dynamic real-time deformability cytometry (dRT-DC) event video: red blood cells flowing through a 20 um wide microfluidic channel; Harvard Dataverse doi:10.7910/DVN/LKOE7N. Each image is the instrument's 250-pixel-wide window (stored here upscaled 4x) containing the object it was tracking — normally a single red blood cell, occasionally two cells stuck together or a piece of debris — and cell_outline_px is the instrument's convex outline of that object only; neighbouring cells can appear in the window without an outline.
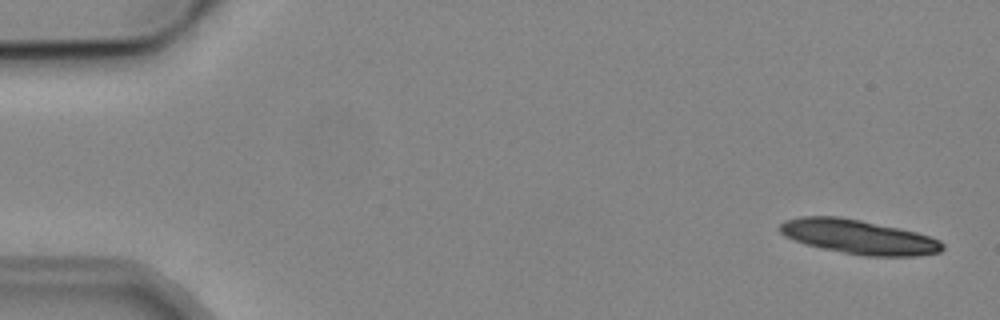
{"species": "common noctule bat (a hibernating species)", "species_latin": "Nyctalus noctula", "temperature_condition": "cold", "stored_images_in_passage": 5, "camera_frame_rate_fps": 3000, "um_per_image_px": 0.085, "animal": {"sex": "male", "body_mass_g": 19.2, "forearm_length_mm": 51.8}, "frame": {"image": 1, "passage_image": 1, "time_ms": 0.0, "image_size_px": [1000, 320], "cell_outline_px": [[944, 248], [940, 252], [916, 256], [864, 256], [804, 244], [784, 236], [780, 232], [780, 224], [784, 220], [800, 216], [836, 216], [860, 220], [916, 232], [940, 240], [944, 244]], "centroid_in_image_um": [72.97, 20.13], "position_along_channel_um": 12.0, "area_um2": 32.31}}